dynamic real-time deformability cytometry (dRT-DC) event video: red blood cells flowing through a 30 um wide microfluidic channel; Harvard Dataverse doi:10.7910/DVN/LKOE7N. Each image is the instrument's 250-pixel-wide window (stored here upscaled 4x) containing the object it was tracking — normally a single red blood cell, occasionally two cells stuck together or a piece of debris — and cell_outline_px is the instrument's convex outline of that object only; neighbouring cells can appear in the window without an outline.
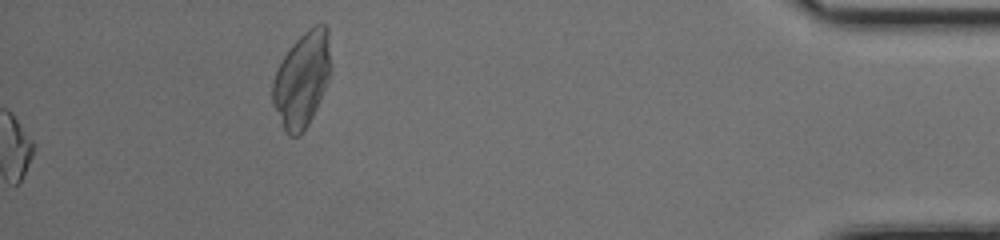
{"species": "common noctule bat (a hibernating species)", "species_latin": "Nyctalus noctula", "temperature_condition": "cold", "stored_images_in_passage": 45, "segment_of_instrument_passage": [2, 2], "camera_frame_rate_fps": 3000, "um_per_image_px": 0.085, "animal": {"sex": "female", "body_mass_g": 17.0, "forearm_length_mm": 48.0}, "frame": {"image": 1, "passage_image": 45, "time_ms": 14.667, "image_size_px": [1000, 240], "cell_outline_px": [[332, 68], [328, 80], [316, 108], [308, 124], [300, 136], [288, 136], [272, 104], [272, 84], [276, 72], [284, 56], [292, 44], [308, 28], [320, 20], [328, 28]], "centroid_in_image_um": [25.69, 6.71], "position_along_channel_um": 409.5, "area_um2": 32.31}}